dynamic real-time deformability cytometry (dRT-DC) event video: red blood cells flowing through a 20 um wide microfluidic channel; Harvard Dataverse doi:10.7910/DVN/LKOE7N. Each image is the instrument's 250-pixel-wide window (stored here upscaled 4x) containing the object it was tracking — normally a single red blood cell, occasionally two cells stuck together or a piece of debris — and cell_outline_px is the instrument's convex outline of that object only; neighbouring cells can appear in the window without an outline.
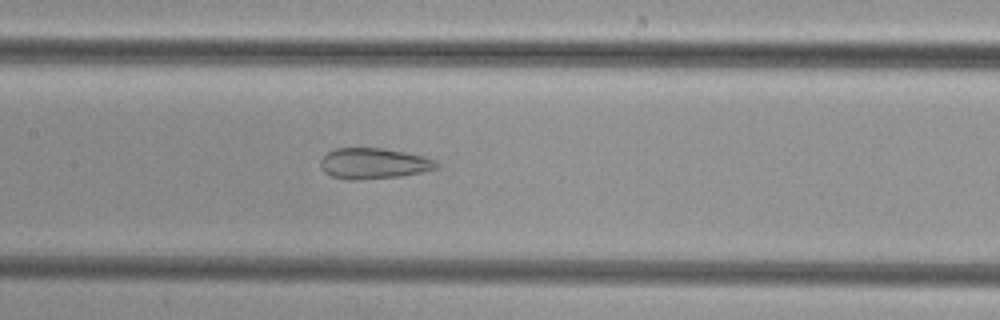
{"species": "common noctule bat (a hibernating species)", "species_latin": "Nyctalus noctula", "temperature_condition": "cold", "stored_images_in_passage": 49, "camera_frame_rate_fps": 3000, "um_per_image_px": 0.085, "animal": {"sex": "female", "body_mass_g": 29.2, "forearm_length_mm": 56.3}, "frame": {"image": 1, "passage_image": 23, "time_ms": 7.333, "image_size_px": [1000, 320], "cell_outline_px": [[436, 168], [420, 172], [400, 176], [356, 180], [348, 180], [332, 176], [324, 172], [320, 168], [320, 160], [328, 152], [336, 148], [384, 148], [424, 156], [436, 160]], "centroid_in_image_um": [31.71, 13.89], "position_along_channel_um": 175.7, "area_um2": 20.69}}
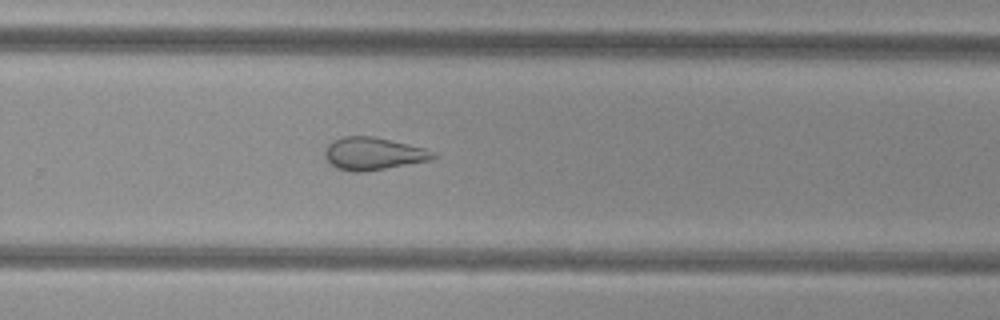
{"frame": {"image": 2, "passage_image": 32, "time_ms": 10.333, "image_size_px": [1000, 320], "cell_outline_px": [[440, 156], [432, 160], [364, 172], [352, 172], [336, 168], [324, 156], [324, 152], [328, 144], [344, 136], [372, 136], [424, 148], [436, 152]], "centroid_in_image_um": [31.76, 13.07], "position_along_channel_um": 298.0, "area_um2": 20.52}}
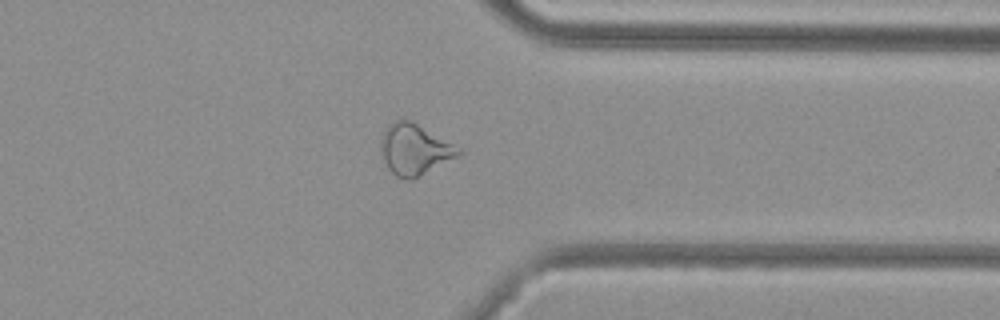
{"frame": {"image": 3, "passage_image": 38, "time_ms": 12.333, "image_size_px": [1000, 320], "cell_outline_px": [[460, 152], [456, 156], [412, 180], [408, 180], [396, 176], [388, 168], [384, 160], [380, 148], [380, 140], [388, 124], [396, 120], [412, 120], [452, 144]], "centroid_in_image_um": [35.16, 12.69], "position_along_channel_um": 376.2, "area_um2": 22.37}}